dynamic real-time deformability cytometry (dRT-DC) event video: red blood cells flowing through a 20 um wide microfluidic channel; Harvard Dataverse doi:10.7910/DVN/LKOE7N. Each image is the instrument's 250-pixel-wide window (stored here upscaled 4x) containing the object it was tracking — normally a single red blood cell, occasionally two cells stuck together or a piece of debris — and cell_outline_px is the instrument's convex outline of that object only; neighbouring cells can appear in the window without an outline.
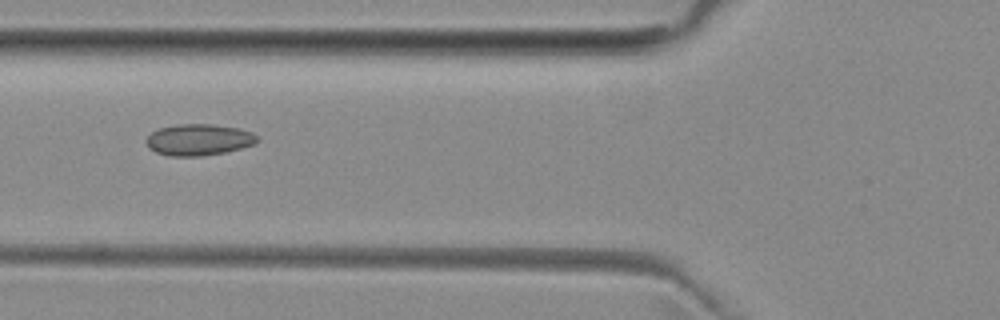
{"species": "common noctule bat (a hibernating species)", "species_latin": "Nyctalus noctula", "temperature_condition": "room temperature", "stored_images_in_passage": 2, "camera_frame_rate_fps": 3000, "um_per_image_px": 0.085, "animal": {"sex": "female", "body_mass_g": 29.2, "forearm_length_mm": 56.3}, "frame": {"image": 1, "passage_image": 2, "time_ms": 2.0, "image_size_px": [1000, 320], "cell_outline_px": [[256, 140], [252, 144], [240, 148], [224, 152], [200, 156], [172, 156], [156, 152], [148, 148], [144, 140], [152, 132], [160, 128], [176, 124], [212, 124], [240, 128], [252, 132], [256, 136]], "centroid_in_image_um": [16.84, 11.87], "position_along_channel_um": 109.0, "area_um2": 20.17}}